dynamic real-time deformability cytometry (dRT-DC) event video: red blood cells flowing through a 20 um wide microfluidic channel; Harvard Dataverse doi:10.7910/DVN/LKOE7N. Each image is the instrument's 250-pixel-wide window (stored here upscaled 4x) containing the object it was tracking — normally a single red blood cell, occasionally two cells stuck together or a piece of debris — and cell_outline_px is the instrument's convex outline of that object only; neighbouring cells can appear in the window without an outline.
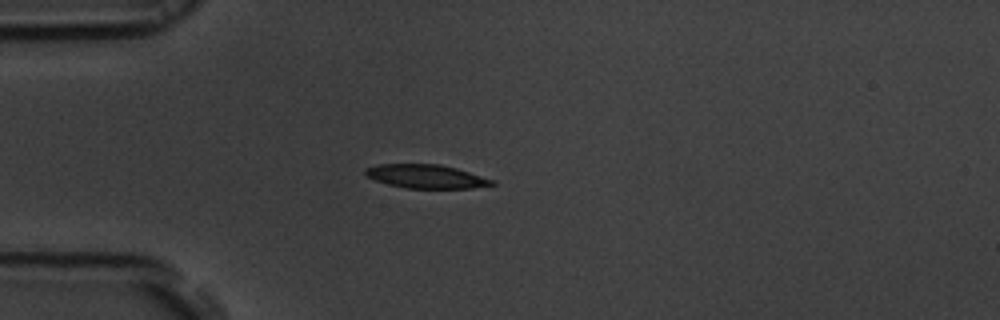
{"species": "common noctule bat (a hibernating species)", "species_latin": "Nyctalus noctula", "temperature_condition": "room temperature", "stored_images_in_passage": 40, "camera_frame_rate_fps": 3000, "um_per_image_px": 0.085, "animal": {"sex": "male", "body_mass_g": 19.5, "forearm_length_mm": 54.6}, "frame": {"image": 1, "passage_image": 1, "time_ms": 0.0, "image_size_px": [1000, 320], "cell_outline_px": [[496, 184], [472, 188], [404, 188], [388, 184], [376, 180], [368, 176], [364, 172], [364, 168], [376, 164], [440, 164], [456, 168], [496, 180]], "centroid_in_image_um": [36.23, 14.99], "position_along_channel_um": 48.8, "area_um2": 17.51}}
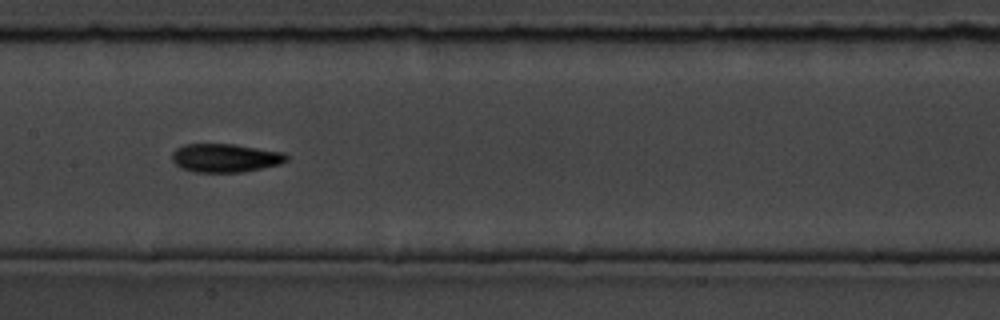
{"frame": {"image": 2, "passage_image": 13, "time_ms": 4.0, "image_size_px": [1000, 320], "cell_outline_px": [[288, 160], [280, 164], [244, 172], [192, 172], [180, 168], [172, 160], [172, 152], [176, 148], [184, 144], [236, 144], [284, 152], [288, 156]], "centroid_in_image_um": [19.15, 13.42], "position_along_channel_um": 188.3, "area_um2": 19.25}}
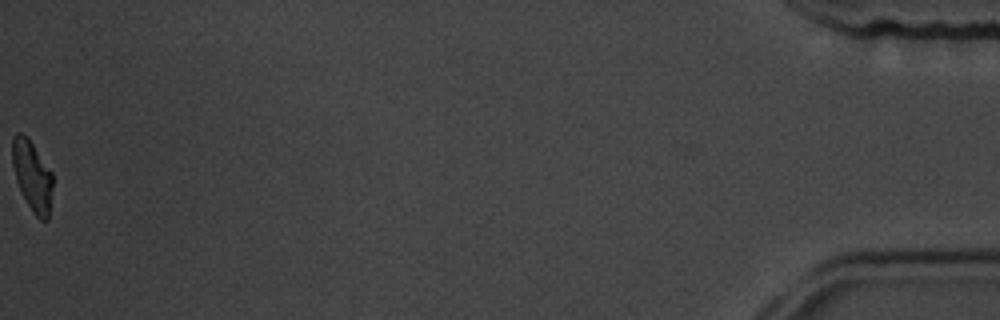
{"frame": {"image": 3, "passage_image": 40, "time_ms": 13.0, "image_size_px": [1000, 320], "cell_outline_px": [[52, 188], [48, 220], [40, 220], [32, 212], [16, 180], [12, 164], [12, 136], [16, 132], [20, 132], [28, 136], [52, 172]], "centroid_in_image_um": [2.73, 14.9], "position_along_channel_um": 432.5, "area_um2": 16.59}, "authors_computed_cell_mechanics": {"area_um2": 18.3226, "velocity_mm_per_s": 3.8409, "shape_relaxation_time_tau1_ms": 2.8676, "shape_relaxation_time_tau2_ms": 2.7944, "deformation_change_tau1": 0.132, "deformation_change_tau2": 0.0743}}